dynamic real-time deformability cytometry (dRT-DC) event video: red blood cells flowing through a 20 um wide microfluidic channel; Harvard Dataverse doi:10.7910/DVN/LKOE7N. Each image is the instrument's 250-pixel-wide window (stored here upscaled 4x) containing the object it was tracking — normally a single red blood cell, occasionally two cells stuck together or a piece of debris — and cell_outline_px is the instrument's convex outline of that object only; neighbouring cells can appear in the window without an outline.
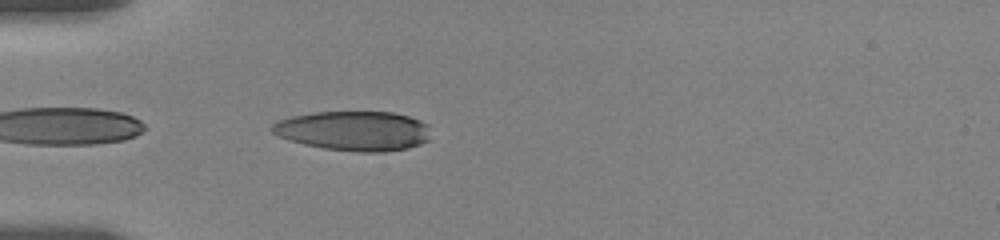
{"species": "human", "species_latin": "Homo sapiens", "temperature_condition": "room temperature", "stored_images_in_passage": 33, "camera_frame_rate_fps": 3000, "um_per_image_px": 0.085, "donor": {"sex": "female"}, "frame": {"image": 1, "passage_image": 1, "time_ms": 0.0, "image_size_px": [1000, 240], "cell_outline_px": [[428, 140], [420, 144], [408, 148], [384, 152], [356, 152], [324, 148], [304, 144], [288, 140], [272, 132], [268, 128], [276, 120], [292, 116], [316, 112], [392, 112], [408, 116], [420, 120], [428, 124]], "centroid_in_image_um": [30.04, 11.12], "position_along_channel_um": 55.0, "area_um2": 36.76}}
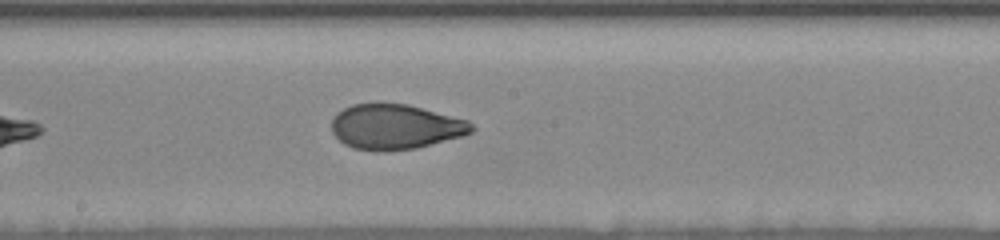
{"frame": {"image": 2, "passage_image": 13, "time_ms": 4.667, "image_size_px": [1000, 240], "cell_outline_px": [[476, 128], [472, 132], [464, 136], [416, 148], [384, 152], [380, 152], [352, 148], [344, 144], [332, 132], [332, 120], [336, 112], [352, 104], [408, 104], [468, 120]], "centroid_in_image_um": [33.62, 10.79], "position_along_channel_um": 214.6, "area_um2": 36.93}}
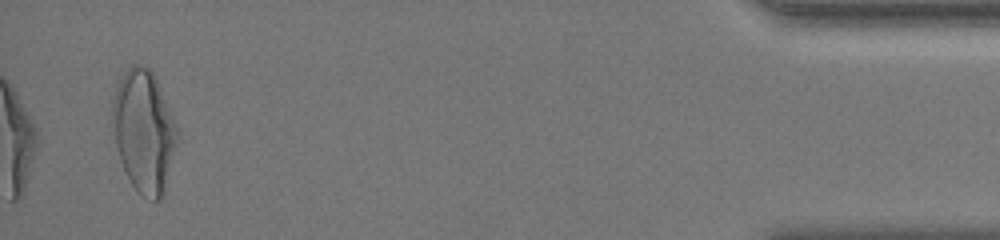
{"frame": {"image": 3, "passage_image": 33, "time_ms": 12.333, "image_size_px": [1000, 240], "cell_outline_px": [[180, 136], [164, 192], [160, 200], [156, 200], [144, 196], [132, 184], [120, 160], [116, 144], [112, 120], [112, 100], [116, 88], [124, 72], [132, 64], [140, 64], [148, 68], [152, 72], [156, 80], [180, 132]], "centroid_in_image_um": [12.26, 11.14], "position_along_channel_um": 422.9, "area_um2": 45.78}, "authors_computed_cell_mechanics": {"area_um2": 37.5122, "velocity_mm_per_s": 3.6434, "shape_relaxation_time_tau1_ms": 6.01, "shape_relaxation_time_tau2_ms": 1.2012, "deformation_change_tau1": 0.204, "deformation_change_tau2": 0.0642}}